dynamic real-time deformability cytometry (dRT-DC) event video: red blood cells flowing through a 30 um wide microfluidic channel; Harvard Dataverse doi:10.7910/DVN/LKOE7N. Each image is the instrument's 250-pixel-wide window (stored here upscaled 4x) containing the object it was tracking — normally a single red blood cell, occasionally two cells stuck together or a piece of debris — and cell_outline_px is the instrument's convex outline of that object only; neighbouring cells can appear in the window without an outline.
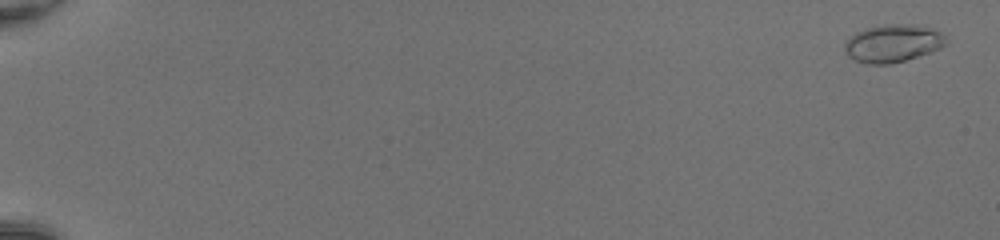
{"species": "common noctule bat (a hibernating species)", "species_latin": "Nyctalus noctula", "temperature_condition": "room temperature", "stored_images_in_passage": 51, "camera_frame_rate_fps": 3000, "um_per_image_px": 0.085, "animal": {"sex": "female", "body_mass_g": 20.0, "forearm_length_mm": 54.0}, "frame": {"image": 1, "passage_image": 1, "time_ms": 0.0, "image_size_px": [1000, 240], "cell_outline_px": [[948, 44], [940, 48], [904, 60], [888, 64], [868, 64], [856, 60], [848, 56], [844, 52], [844, 40], [856, 32], [868, 28], [884, 24], [916, 24], [932, 28], [940, 32], [948, 40]], "centroid_in_image_um": [75.88, 3.67], "position_along_channel_um": 9.1, "area_um2": 22.31}}
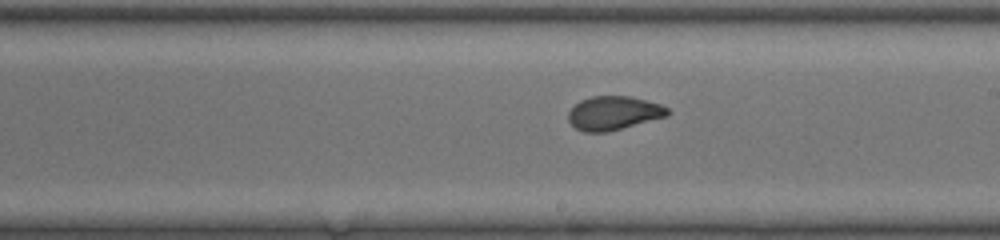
{"frame": {"image": 2, "passage_image": 32, "time_ms": 10.333, "image_size_px": [1000, 240], "cell_outline_px": [[672, 112], [668, 116], [608, 132], [584, 132], [576, 128], [568, 120], [568, 112], [580, 100], [592, 96], [632, 96], [660, 104], [668, 108]], "centroid_in_image_um": [52.18, 9.61], "position_along_channel_um": 236.8, "area_um2": 19.65}}
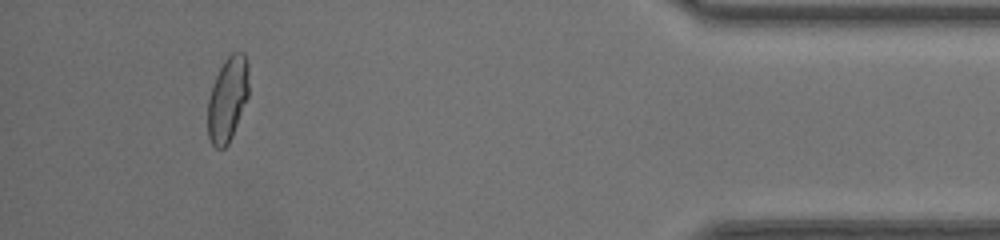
{"frame": {"image": 3, "passage_image": 48, "time_ms": 15.667, "image_size_px": [1000, 240], "cell_outline_px": [[248, 96], [232, 136], [228, 144], [224, 148], [216, 148], [212, 144], [208, 136], [208, 100], [216, 76], [224, 60], [232, 52], [244, 52], [248, 64]], "centroid_in_image_um": [19.35, 8.41], "position_along_channel_um": 415.8, "area_um2": 20.06}, "authors_computed_cell_mechanics": {"area_um2": 20.1144, "velocity_mm_per_s": 4.2606, "shape_relaxation_time_tau1_ms": 5.8449, "shape_relaxation_time_tau2_ms": null, "deformation_change_tau1": 0.2073, "deformation_change_tau2": null}}